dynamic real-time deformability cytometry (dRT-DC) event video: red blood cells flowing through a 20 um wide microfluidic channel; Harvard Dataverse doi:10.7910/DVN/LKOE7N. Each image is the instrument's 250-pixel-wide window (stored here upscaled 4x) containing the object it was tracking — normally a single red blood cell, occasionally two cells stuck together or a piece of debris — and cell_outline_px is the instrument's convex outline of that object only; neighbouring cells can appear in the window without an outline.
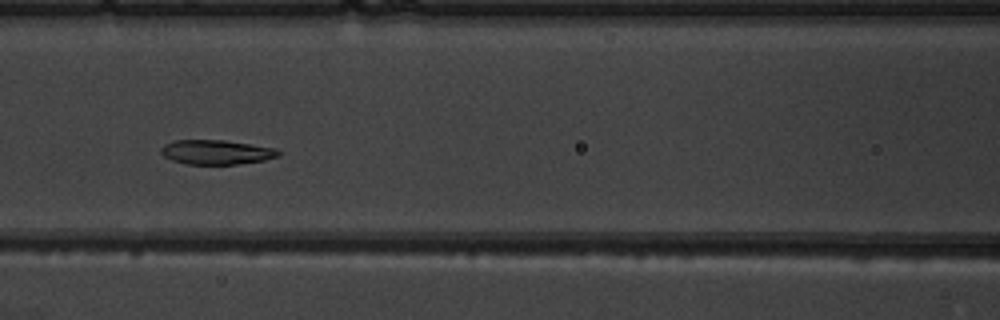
{"species": "common noctule bat (a hibernating species)", "species_latin": "Nyctalus noctula", "temperature_condition": "warm", "stored_images_in_passage": 8, "camera_frame_rate_fps": 3000, "um_per_image_px": 0.085, "animal": {"sex": "male", "body_mass_g": 19.5, "forearm_length_mm": 54.6}, "frame": {"image": 1, "passage_image": 6, "time_ms": 6.667, "image_size_px": [1000, 320], "cell_outline_px": [[280, 156], [264, 160], [236, 164], [188, 164], [172, 160], [164, 156], [160, 152], [160, 148], [164, 144], [176, 140], [224, 140], [276, 148], [280, 152]], "centroid_in_image_um": [18.39, 12.93], "position_along_channel_um": 148.2, "area_um2": 16.7}}
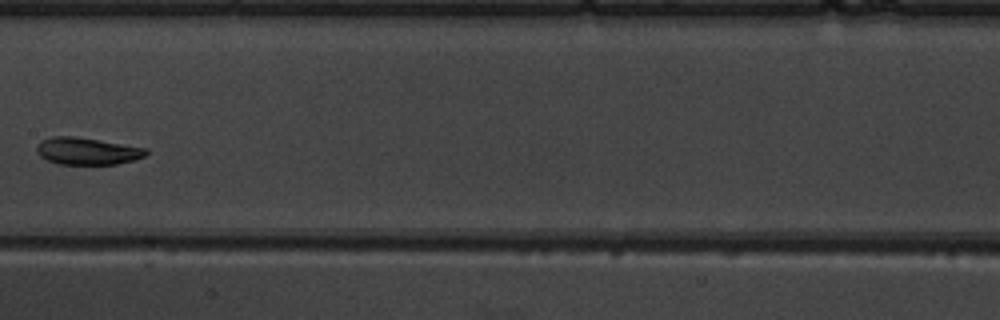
{"frame": {"image": 2, "passage_image": 7, "time_ms": 8.0, "image_size_px": [1000, 320], "cell_outline_px": [[148, 152], [144, 156], [132, 160], [116, 164], [56, 164], [40, 156], [36, 152], [36, 144], [40, 140], [52, 136], [76, 136], [148, 148]], "centroid_in_image_um": [7.37, 12.83], "position_along_channel_um": 200.0, "area_um2": 17.4}}
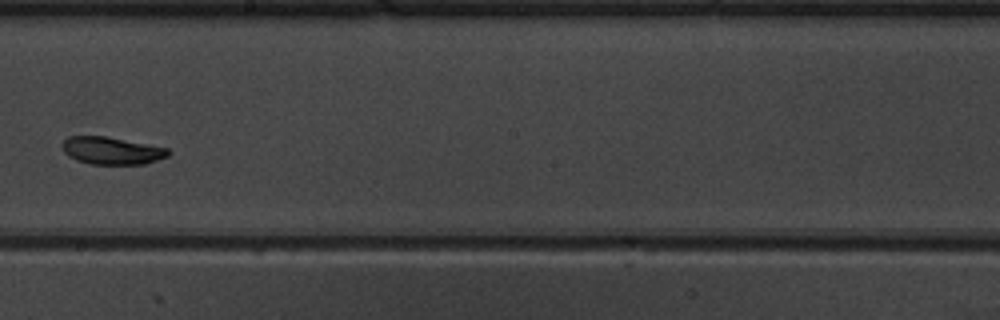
{"frame": {"image": 3, "passage_image": 8, "time_ms": 9.0, "image_size_px": [1000, 320], "cell_outline_px": [[172, 152], [168, 156], [144, 164], [88, 164], [76, 160], [68, 156], [64, 152], [60, 144], [68, 136], [104, 136], [168, 148]], "centroid_in_image_um": [9.46, 12.81], "position_along_channel_um": 238.7, "area_um2": 16.99}}